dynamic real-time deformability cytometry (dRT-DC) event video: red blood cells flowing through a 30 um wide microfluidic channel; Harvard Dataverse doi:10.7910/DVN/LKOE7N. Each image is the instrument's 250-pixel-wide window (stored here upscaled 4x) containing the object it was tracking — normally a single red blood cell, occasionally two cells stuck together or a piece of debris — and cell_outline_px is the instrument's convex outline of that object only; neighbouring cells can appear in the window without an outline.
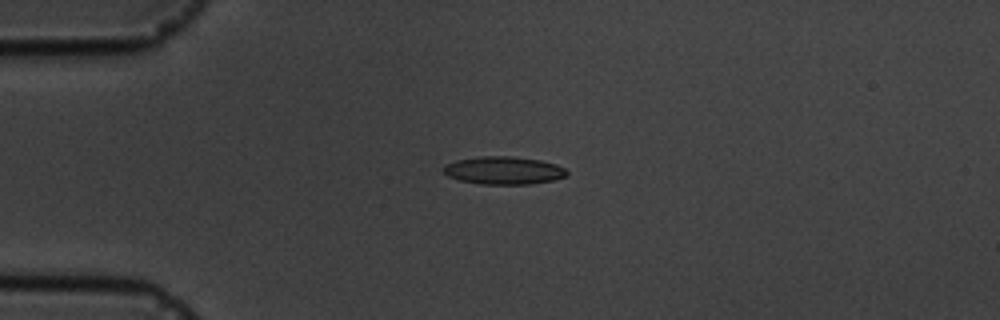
{"species": "common noctule bat (a hibernating species)", "species_latin": "Nyctalus noctula", "temperature_condition": "cold", "stored_images_in_passage": 4, "camera_frame_rate_fps": 3000, "um_per_image_px": 0.085, "animal": {"sex": "male", "body_mass_g": 19.5, "forearm_length_mm": 54.6}, "frame": {"image": 1, "passage_image": 3, "time_ms": 2.333, "image_size_px": [1000, 320], "cell_outline_px": [[568, 176], [552, 180], [528, 184], [480, 184], [460, 180], [448, 176], [440, 168], [444, 164], [456, 160], [484, 156], [512, 156], [540, 160], [556, 164], [564, 168], [568, 172]], "centroid_in_image_um": [42.79, 14.48], "position_along_channel_um": 42.2, "area_um2": 20.06}}